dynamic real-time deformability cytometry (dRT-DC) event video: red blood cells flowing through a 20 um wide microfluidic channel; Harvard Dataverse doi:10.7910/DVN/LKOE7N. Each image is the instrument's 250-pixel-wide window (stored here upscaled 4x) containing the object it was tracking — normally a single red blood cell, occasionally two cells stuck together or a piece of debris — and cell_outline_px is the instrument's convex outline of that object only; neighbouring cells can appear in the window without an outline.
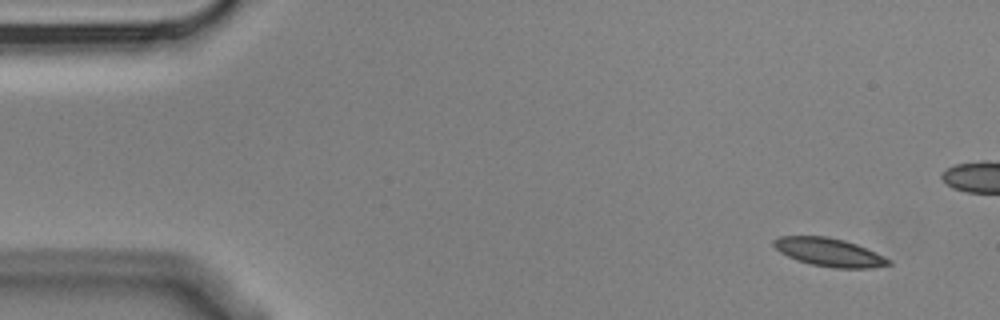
{"species": "Egyptian fruit bat (a non-hibernating species)", "species_latin": "Rousettus aegyptiacus", "temperature_condition": "cold", "stored_images_in_passage": 5, "camera_frame_rate_fps": 3000, "um_per_image_px": 0.085, "animal": {"sex": "male"}, "frame": {"image": 1, "passage_image": 1, "time_ms": 0.0, "image_size_px": [1000, 320], "cell_outline_px": [[892, 264], [872, 268], [832, 268], [812, 264], [796, 260], [780, 252], [772, 244], [772, 240], [780, 236], [828, 236], [844, 240], [856, 244], [876, 252], [892, 260]], "centroid_in_image_um": [70.49, 21.44], "position_along_channel_um": 14.5, "area_um2": 19.02}}
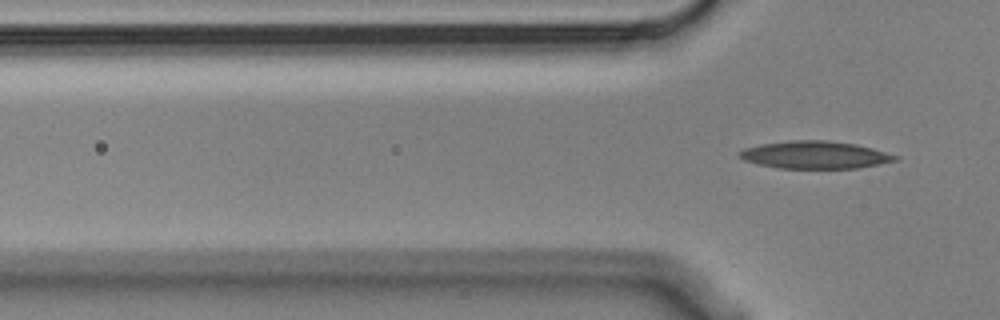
{"frame": {"image": 2, "passage_image": 5, "time_ms": 1.333, "image_size_px": [1000, 320], "cell_outline_px": [[900, 160], [860, 168], [776, 168], [756, 164], [744, 160], [736, 156], [736, 152], [744, 148], [760, 144], [788, 140], [828, 140], [856, 144], [872, 148], [900, 156]], "centroid_in_image_um": [69.25, 13.16], "position_along_channel_um": 56.6, "area_um2": 25.43}}